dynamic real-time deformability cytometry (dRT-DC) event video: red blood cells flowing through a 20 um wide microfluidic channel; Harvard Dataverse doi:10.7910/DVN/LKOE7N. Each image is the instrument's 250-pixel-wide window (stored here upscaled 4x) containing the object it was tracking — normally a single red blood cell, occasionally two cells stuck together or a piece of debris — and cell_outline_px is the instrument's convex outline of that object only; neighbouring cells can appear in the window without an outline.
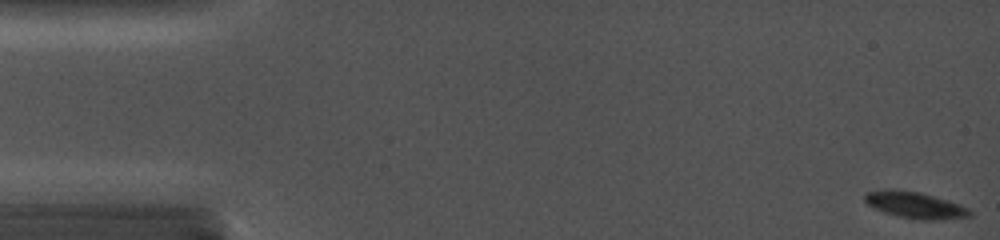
{"species": "common noctule bat (a hibernating species)", "species_latin": "Nyctalus noctula", "temperature_condition": "cold", "stored_images_in_passage": 9, "camera_frame_rate_fps": 5000, "um_per_image_px": 0.085, "animal": {"sex": "female", "body_mass_g": 19.0, "forearm_length_mm": 56.7}, "frame": {"image": 1, "passage_image": 1, "time_ms": 0.0, "image_size_px": [1000, 240], "cell_outline_px": [[972, 216], [936, 220], [920, 220], [900, 216], [884, 212], [868, 204], [864, 200], [864, 196], [868, 192], [884, 188], [892, 188], [920, 192], [948, 200], [960, 204], [968, 208], [972, 212]], "centroid_in_image_um": [77.79, 17.41], "position_along_channel_um": 7.2, "area_um2": 16.24}}